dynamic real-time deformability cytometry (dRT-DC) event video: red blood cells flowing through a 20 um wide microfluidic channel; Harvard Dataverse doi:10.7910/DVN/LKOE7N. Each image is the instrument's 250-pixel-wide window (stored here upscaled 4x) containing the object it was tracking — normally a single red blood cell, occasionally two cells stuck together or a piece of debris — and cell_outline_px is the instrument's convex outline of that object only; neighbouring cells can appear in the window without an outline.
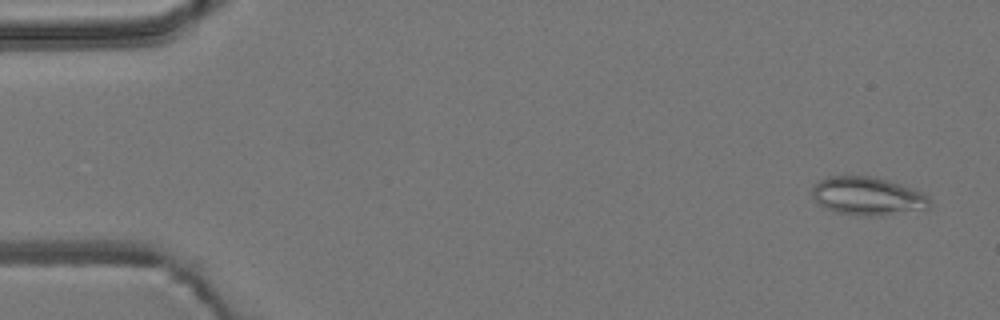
{"species": "common noctule bat (a hibernating species)", "species_latin": "Nyctalus noctula", "temperature_condition": "room temperature", "stored_images_in_passage": 54, "camera_frame_rate_fps": 3000, "um_per_image_px": 0.085, "animal": {"sex": "male", "body_mass_g": 19.2, "forearm_length_mm": 51.8}, "frame": {"image": 1, "passage_image": 3, "time_ms": 0.667, "image_size_px": [1000, 320], "cell_outline_px": [[932, 204], [928, 208], [876, 216], [864, 216], [836, 212], [820, 204], [812, 196], [812, 184], [828, 176], [872, 176], [888, 180], [912, 188], [920, 192], [932, 200]], "centroid_in_image_um": [73.73, 16.65], "position_along_channel_um": 11.3, "area_um2": 26.01}}
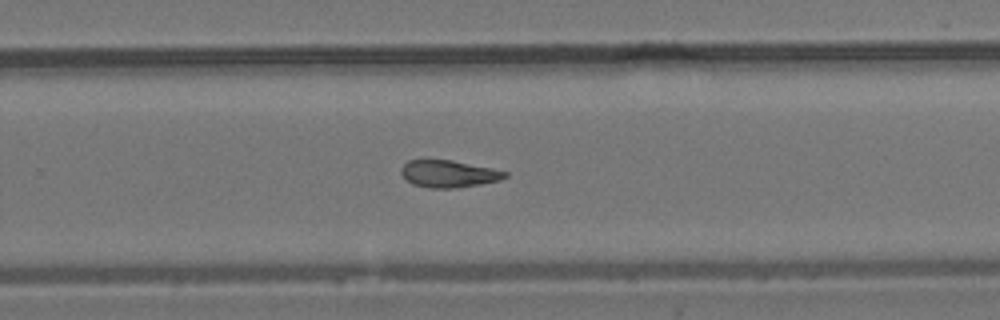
{"frame": {"image": 2, "passage_image": 35, "time_ms": 11.333, "image_size_px": [1000, 320], "cell_outline_px": [[508, 176], [500, 180], [480, 184], [456, 188], [428, 188], [412, 184], [400, 172], [400, 168], [408, 160], [452, 160], [492, 168], [508, 172]], "centroid_in_image_um": [38.14, 14.77], "position_along_channel_um": 291.7, "area_um2": 16.42}}
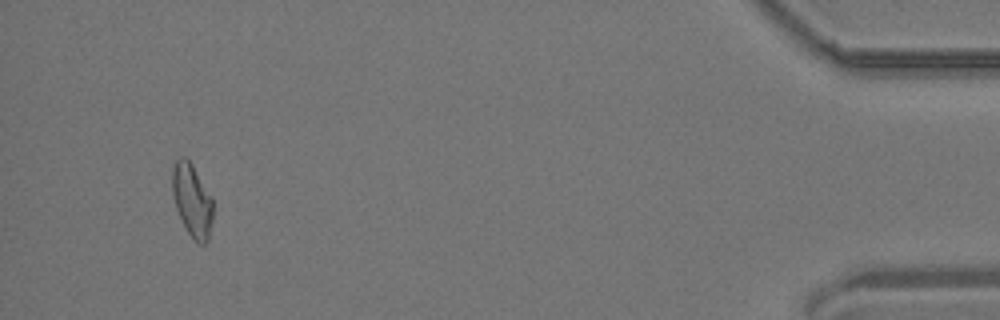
{"frame": {"image": 3, "passage_image": 51, "time_ms": 16.667, "image_size_px": [1000, 320], "cell_outline_px": [[212, 220], [208, 240], [204, 244], [200, 244], [192, 240], [176, 208], [172, 192], [172, 168], [176, 160], [180, 156], [184, 156], [192, 164], [212, 196]], "centroid_in_image_um": [16.33, 17.01], "position_along_channel_um": 418.9, "area_um2": 17.28}, "authors_computed_cell_mechanics": {"area_um2": 17.3978, "velocity_mm_per_s": 3.857, "shape_relaxation_time_tau1_ms": null, "shape_relaxation_time_tau2_ms": 9.118, "deformation_change_tau1": null, "deformation_change_tau2": 0.1943}}